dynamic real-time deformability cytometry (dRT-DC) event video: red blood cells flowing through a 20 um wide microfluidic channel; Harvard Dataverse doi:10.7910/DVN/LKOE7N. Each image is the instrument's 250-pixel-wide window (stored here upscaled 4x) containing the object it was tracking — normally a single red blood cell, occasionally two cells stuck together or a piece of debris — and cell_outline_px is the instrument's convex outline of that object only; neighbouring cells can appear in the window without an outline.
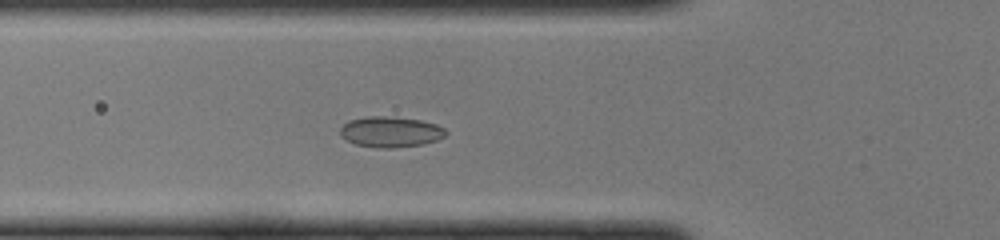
{"species": "common noctule bat (a hibernating species)", "species_latin": "Nyctalus noctula", "temperature_condition": "cold", "stored_images_in_passage": 44, "camera_frame_rate_fps": 3000, "um_per_image_px": 0.085, "animal": {"sex": "female", "body_mass_g": 22.0, "forearm_length_mm": 56.7}, "frame": {"image": 1, "passage_image": 14, "time_ms": 4.333, "image_size_px": [1000, 240], "cell_outline_px": [[448, 132], [444, 136], [436, 140], [424, 144], [392, 148], [376, 148], [356, 144], [340, 136], [340, 128], [348, 120], [368, 116], [384, 116], [420, 120], [436, 124], [444, 128]], "centroid_in_image_um": [33.19, 11.21], "position_along_channel_um": 92.6, "area_um2": 18.84}}
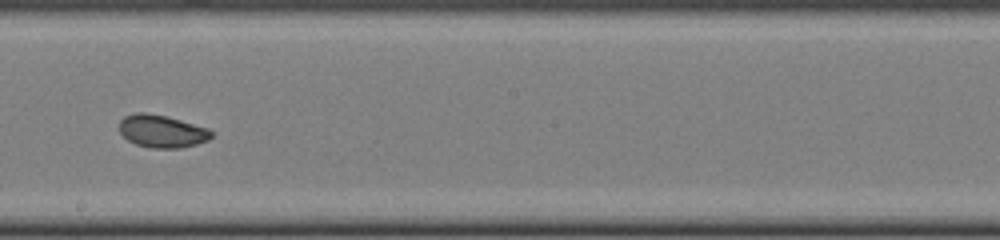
{"frame": {"image": 2, "passage_image": 24, "time_ms": 7.667, "image_size_px": [1000, 240], "cell_outline_px": [[212, 136], [208, 140], [196, 144], [180, 148], [152, 148], [136, 144], [128, 140], [120, 132], [120, 120], [124, 116], [136, 112], [144, 112], [168, 116], [208, 128], [212, 132]], "centroid_in_image_um": [13.76, 11.14], "position_along_channel_um": 234.4, "area_um2": 17.51}}
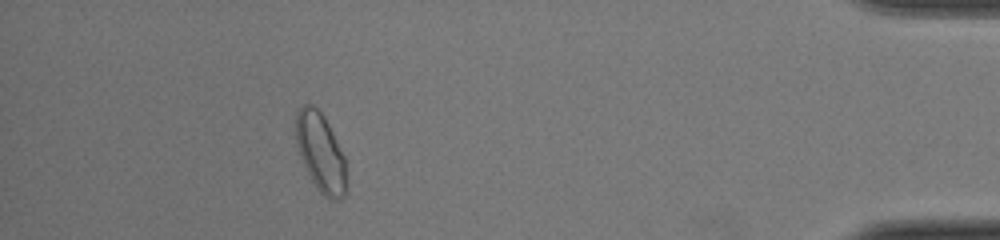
{"frame": {"image": 3, "passage_image": 40, "time_ms": 13.0, "image_size_px": [1000, 240], "cell_outline_px": [[348, 192], [340, 200], [328, 200], [316, 188], [308, 176], [300, 156], [296, 144], [296, 112], [304, 104], [312, 104], [324, 116], [344, 156]], "centroid_in_image_um": [27.26, 13.03], "position_along_channel_um": 407.9, "area_um2": 23.47}}